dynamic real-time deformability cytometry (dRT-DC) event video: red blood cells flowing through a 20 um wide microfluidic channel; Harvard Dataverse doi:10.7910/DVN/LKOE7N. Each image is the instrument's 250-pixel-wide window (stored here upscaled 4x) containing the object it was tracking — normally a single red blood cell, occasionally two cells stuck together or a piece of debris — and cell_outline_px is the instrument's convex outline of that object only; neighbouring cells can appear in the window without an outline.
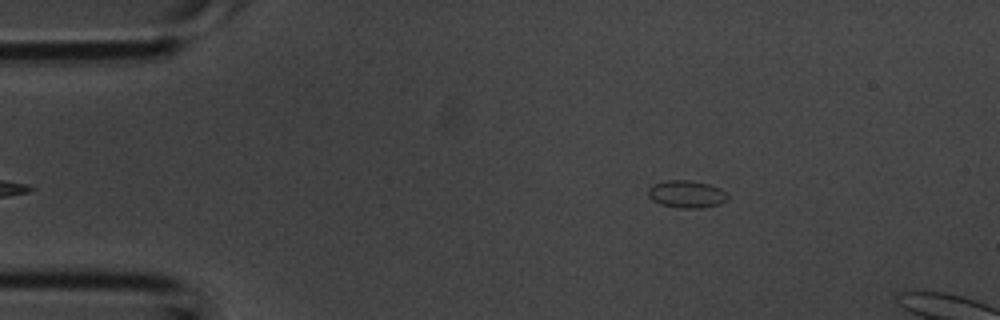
{"species": "common noctule bat (a hibernating species)", "species_latin": "Nyctalus noctula", "temperature_condition": "room temperature", "stored_images_in_passage": 4, "camera_frame_rate_fps": 3000, "um_per_image_px": 0.085, "animal": {"sex": "male", "body_mass_g": 20.1, "forearm_length_mm": 53.5}, "frame": {"image": 1, "passage_image": 4, "time_ms": 1.0, "image_size_px": [1000, 320], "cell_outline_px": [[728, 200], [720, 204], [700, 208], [680, 208], [660, 204], [652, 200], [648, 196], [648, 188], [652, 184], [668, 180], [688, 180], [708, 184], [720, 188], [728, 196]], "centroid_in_image_um": [58.34, 16.5], "position_along_channel_um": 26.7, "area_um2": 12.72}}